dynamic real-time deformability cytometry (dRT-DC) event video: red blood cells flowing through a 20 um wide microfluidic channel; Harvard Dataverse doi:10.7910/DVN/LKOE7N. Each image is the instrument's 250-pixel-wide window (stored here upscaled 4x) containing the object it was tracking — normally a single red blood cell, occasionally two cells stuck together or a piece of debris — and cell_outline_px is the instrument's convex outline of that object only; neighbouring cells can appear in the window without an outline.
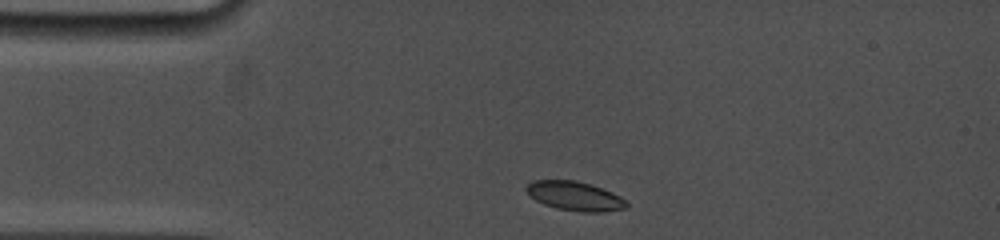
{"species": "common noctule bat (a hibernating species)", "species_latin": "Nyctalus noctula", "temperature_condition": "cold", "stored_images_in_passage": 15, "camera_frame_rate_fps": 5000, "um_per_image_px": 0.085, "animal": {"sex": "female", "body_mass_g": 19.0, "forearm_length_mm": 53.3}, "frame": {"image": 1, "passage_image": 1, "time_ms": 0.0, "image_size_px": [1000, 240], "cell_outline_px": [[628, 204], [624, 208], [604, 212], [580, 212], [556, 208], [544, 204], [536, 200], [524, 188], [532, 180], [576, 180], [592, 184], [612, 192], [628, 200]], "centroid_in_image_um": [48.89, 16.66], "position_along_channel_um": 36.1, "area_um2": 17.11}}
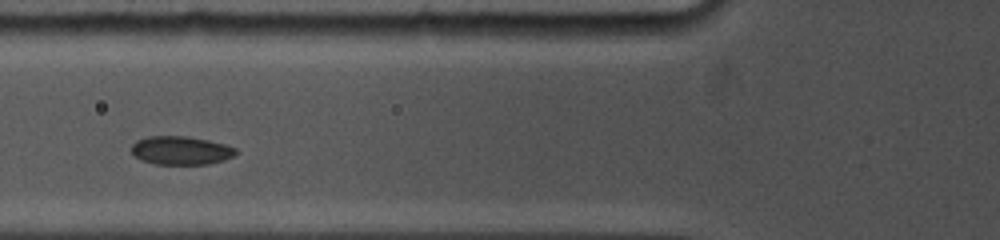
{"frame": {"image": 2, "passage_image": 7, "time_ms": 2.8, "image_size_px": [1000, 240], "cell_outline_px": [[236, 152], [232, 156], [224, 160], [208, 164], [156, 164], [144, 160], [136, 156], [132, 152], [132, 144], [136, 140], [148, 136], [188, 136], [208, 140], [224, 144], [236, 148]], "centroid_in_image_um": [15.38, 12.78], "position_along_channel_um": 110.4, "area_um2": 17.17}}
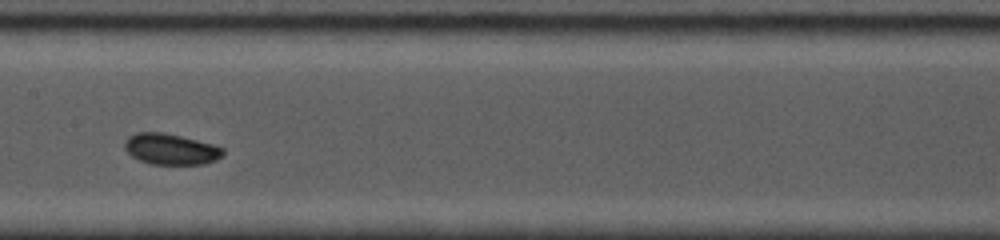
{"frame": {"image": 3, "passage_image": 13, "time_ms": 5.0, "image_size_px": [1000, 240], "cell_outline_px": [[224, 156], [216, 160], [204, 164], [152, 164], [140, 160], [132, 156], [124, 148], [124, 140], [128, 136], [136, 132], [164, 132], [212, 144], [224, 148]], "centroid_in_image_um": [14.51, 12.67], "position_along_channel_um": 192.9, "area_um2": 17.8}}